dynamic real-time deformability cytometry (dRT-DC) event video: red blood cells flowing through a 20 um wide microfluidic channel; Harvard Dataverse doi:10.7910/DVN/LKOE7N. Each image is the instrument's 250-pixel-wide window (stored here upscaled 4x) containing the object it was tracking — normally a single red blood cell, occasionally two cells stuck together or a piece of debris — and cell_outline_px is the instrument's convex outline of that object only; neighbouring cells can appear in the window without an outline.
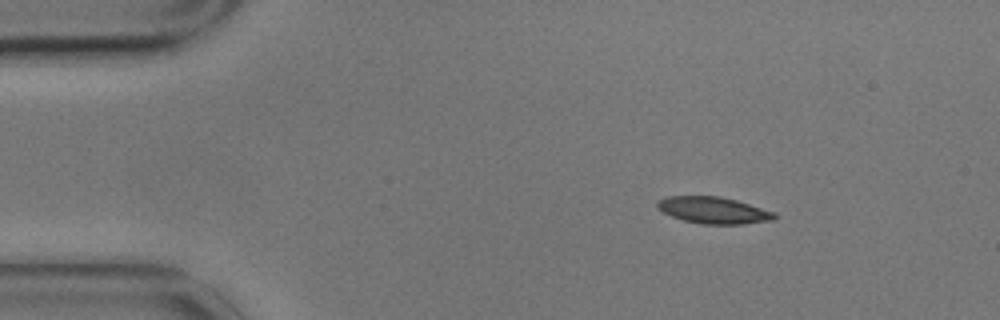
{"species": "common noctule bat (a hibernating species)", "species_latin": "Nyctalus noctula", "temperature_condition": "cold", "stored_images_in_passage": 11, "camera_frame_rate_fps": 3000, "um_per_image_px": 0.085, "animal": {"sex": "male", "body_mass_g": 17.9}, "frame": {"image": 1, "passage_image": 1, "time_ms": 0.0, "image_size_px": [1000, 320], "cell_outline_px": [[776, 216], [772, 220], [744, 224], [704, 224], [684, 220], [672, 216], [656, 208], [656, 200], [668, 196], [720, 196], [736, 200], [776, 212]], "centroid_in_image_um": [60.63, 17.86], "position_along_channel_um": 24.4, "area_um2": 18.21}}
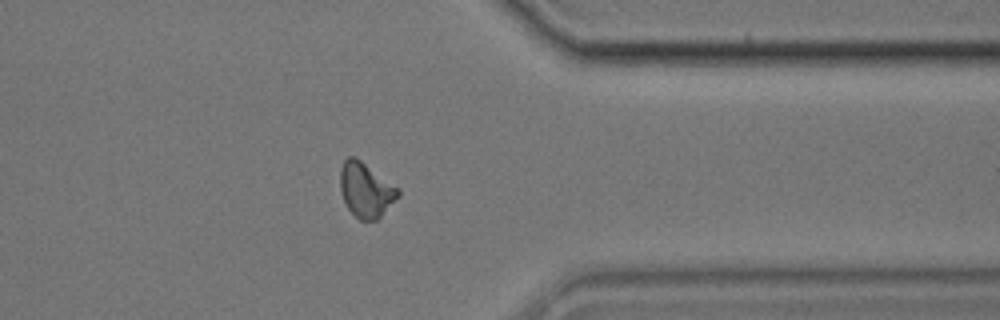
{"frame": {"image": 2, "passage_image": 11, "time_ms": 3.333, "image_size_px": [1000, 320], "cell_outline_px": [[400, 196], [376, 220], [360, 220], [348, 208], [340, 192], [340, 168], [344, 160], [348, 156], [356, 156], [400, 188]], "centroid_in_image_um": [31.1, 16.1], "position_along_channel_um": 380.3, "area_um2": 18.61}}